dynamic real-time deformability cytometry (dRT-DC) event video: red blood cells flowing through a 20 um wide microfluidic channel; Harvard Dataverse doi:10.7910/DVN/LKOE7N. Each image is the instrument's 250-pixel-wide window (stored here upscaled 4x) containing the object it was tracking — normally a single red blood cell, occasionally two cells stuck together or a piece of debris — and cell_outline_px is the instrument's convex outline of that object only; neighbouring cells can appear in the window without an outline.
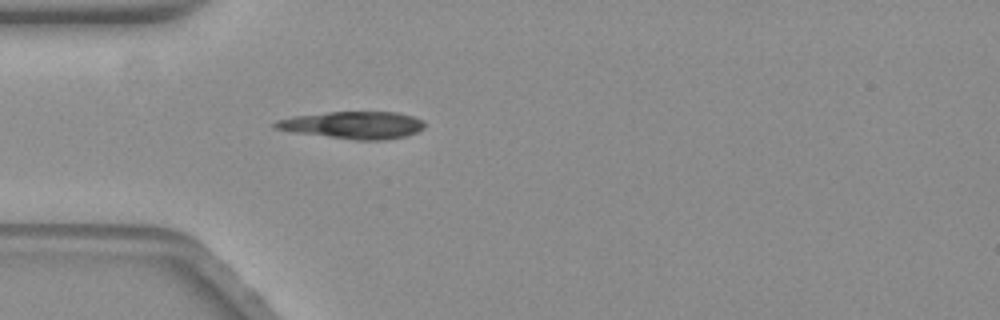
{"species": "common noctule bat (a hibernating species)", "species_latin": "Nyctalus noctula", "temperature_condition": "warm", "stored_images_in_passage": 42, "camera_frame_rate_fps": 3000, "um_per_image_px": 0.085, "animal": {"sex": "female", "body_mass_g": 19.3, "forearm_length_mm": 54.1}, "frame": {"image": 1, "passage_image": 1, "time_ms": 0.0, "image_size_px": [1000, 320], "cell_outline_px": [[424, 128], [416, 132], [404, 136], [384, 140], [356, 140], [296, 132], [272, 128], [272, 124], [276, 120], [292, 116], [328, 112], [396, 112], [412, 116], [420, 120], [424, 124]], "centroid_in_image_um": [29.98, 10.62], "position_along_channel_um": 55.0, "area_um2": 23.52}}
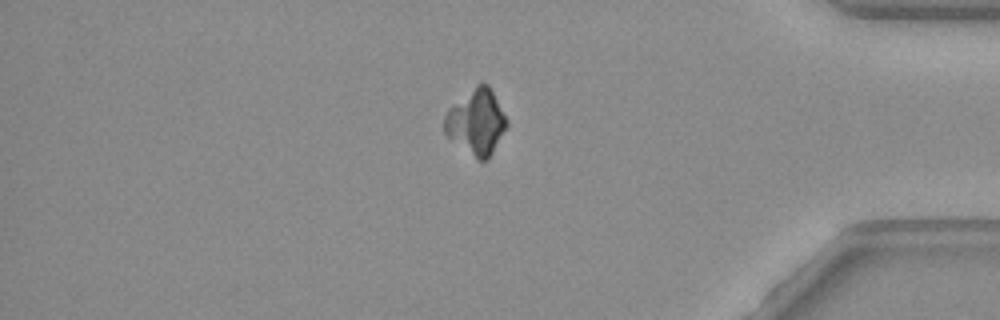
{"frame": {"image": 2, "passage_image": 33, "time_ms": 10.667, "image_size_px": [1000, 320], "cell_outline_px": [[508, 124], [488, 160], [476, 160], [448, 136], [444, 132], [444, 116], [476, 84], [488, 84], [508, 120]], "centroid_in_image_um": [40.52, 10.41], "position_along_channel_um": 394.7, "area_um2": 23.06}}
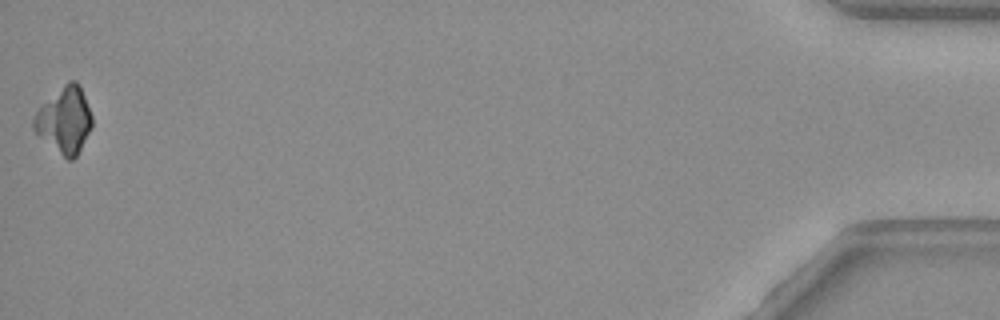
{"frame": {"image": 3, "passage_image": 42, "time_ms": 13.667, "image_size_px": [1000, 320], "cell_outline_px": [[92, 128], [76, 156], [72, 160], [68, 160], [40, 136], [32, 128], [32, 120], [36, 112], [68, 80], [76, 80], [80, 84], [92, 116]], "centroid_in_image_um": [5.51, 10.2], "position_along_channel_um": 429.7, "area_um2": 21.96}}